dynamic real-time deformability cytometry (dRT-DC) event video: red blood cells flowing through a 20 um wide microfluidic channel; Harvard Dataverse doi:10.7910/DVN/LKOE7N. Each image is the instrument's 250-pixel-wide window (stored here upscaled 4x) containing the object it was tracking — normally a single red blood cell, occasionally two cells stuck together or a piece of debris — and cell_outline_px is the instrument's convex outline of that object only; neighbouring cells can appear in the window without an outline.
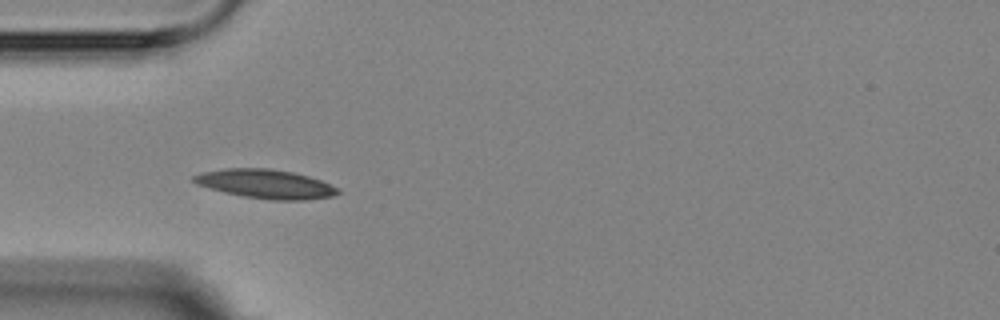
{"species": "Egyptian fruit bat (a non-hibernating species)", "species_latin": "Rousettus aegyptiacus", "temperature_condition": "room temperature", "stored_images_in_passage": 3, "camera_frame_rate_fps": 3000, "um_per_image_px": 0.085, "animal": {"sex": "female"}, "frame": {"image": 1, "passage_image": 3, "time_ms": 2.0, "image_size_px": [1000, 320], "cell_outline_px": [[340, 192], [332, 196], [304, 200], [272, 200], [244, 196], [224, 192], [196, 184], [192, 180], [192, 176], [200, 172], [224, 168], [268, 168], [292, 172], [308, 176], [320, 180], [340, 188]], "centroid_in_image_um": [22.56, 15.63], "position_along_channel_um": 62.4, "area_um2": 24.33}}